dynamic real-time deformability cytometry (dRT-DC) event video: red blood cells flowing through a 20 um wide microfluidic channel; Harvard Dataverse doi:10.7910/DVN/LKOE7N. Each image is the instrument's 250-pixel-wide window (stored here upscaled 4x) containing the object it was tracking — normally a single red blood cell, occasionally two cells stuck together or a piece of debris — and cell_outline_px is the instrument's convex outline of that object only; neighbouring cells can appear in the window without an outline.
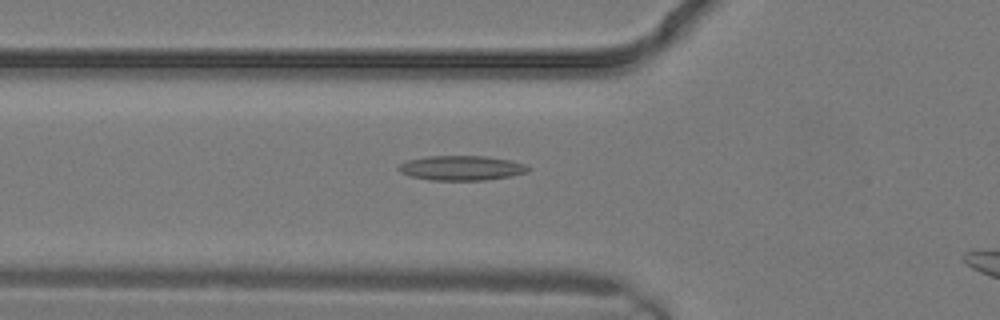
{"species": "common noctule bat (a hibernating species)", "species_latin": "Nyctalus noctula", "temperature_condition": "warm", "stored_images_in_passage": 12, "camera_frame_rate_fps": 3000, "um_per_image_px": 0.085, "animal": {"sex": "male", "body_mass_g": 19.2, "forearm_length_mm": 51.8}, "frame": {"image": 1, "passage_image": 10, "time_ms": 3.0, "image_size_px": [1000, 320], "cell_outline_px": [[532, 168], [528, 172], [512, 176], [484, 180], [432, 180], [412, 176], [400, 172], [396, 168], [400, 164], [408, 160], [428, 156], [484, 156], [512, 160], [524, 164]], "centroid_in_image_um": [39.27, 14.28], "position_along_channel_um": 86.5, "area_um2": 18.67}}
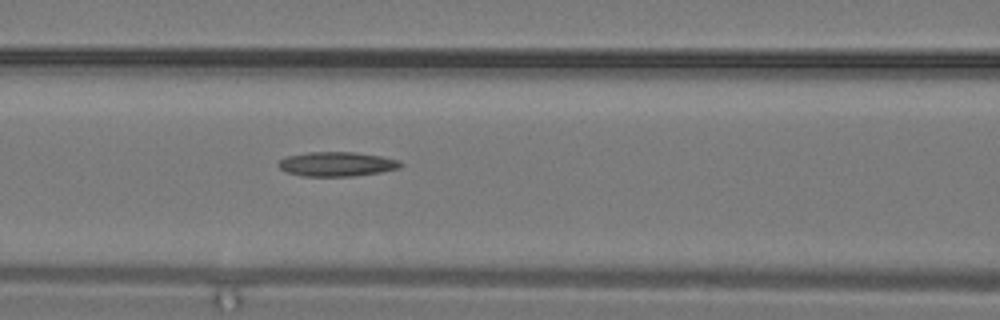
{"frame": {"image": 2, "passage_image": 12, "time_ms": 3.667, "image_size_px": [1000, 320], "cell_outline_px": [[404, 164], [400, 168], [380, 172], [352, 176], [304, 176], [288, 172], [280, 168], [276, 164], [284, 156], [308, 152], [356, 152], [380, 156], [400, 160]], "centroid_in_image_um": [28.63, 13.94], "position_along_channel_um": 138.0, "area_um2": 17.46}}